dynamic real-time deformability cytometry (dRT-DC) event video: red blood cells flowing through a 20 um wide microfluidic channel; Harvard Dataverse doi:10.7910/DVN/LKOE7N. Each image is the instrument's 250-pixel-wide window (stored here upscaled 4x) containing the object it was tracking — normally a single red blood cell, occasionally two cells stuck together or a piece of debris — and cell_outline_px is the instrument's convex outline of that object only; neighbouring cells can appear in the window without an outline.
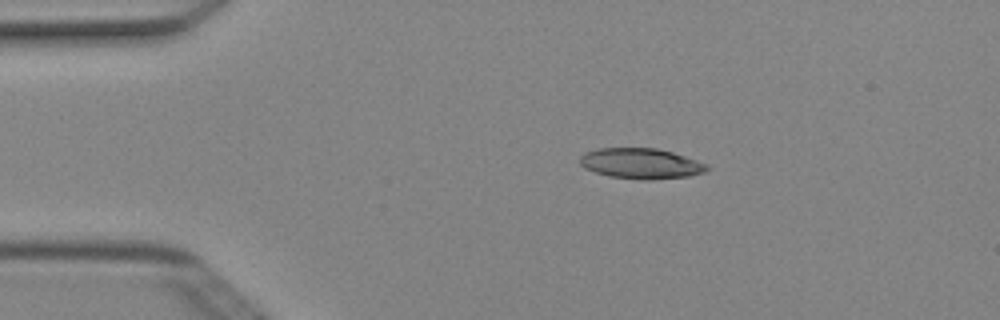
{"species": "Egyptian fruit bat (a non-hibernating species)", "species_latin": "Rousettus aegyptiacus", "temperature_condition": "cold", "stored_images_in_passage": 5, "camera_frame_rate_fps": 3000, "um_per_image_px": 0.085, "animal": {"sex": "female"}, "frame": {"image": 1, "passage_image": 2, "time_ms": 0.333, "image_size_px": [1000, 320], "cell_outline_px": [[708, 168], [704, 172], [688, 176], [648, 180], [644, 180], [608, 176], [584, 168], [580, 164], [580, 156], [584, 152], [600, 148], [656, 148], [672, 152], [708, 164]], "centroid_in_image_um": [54.45, 13.89], "position_along_channel_um": 30.5, "area_um2": 22.48}}
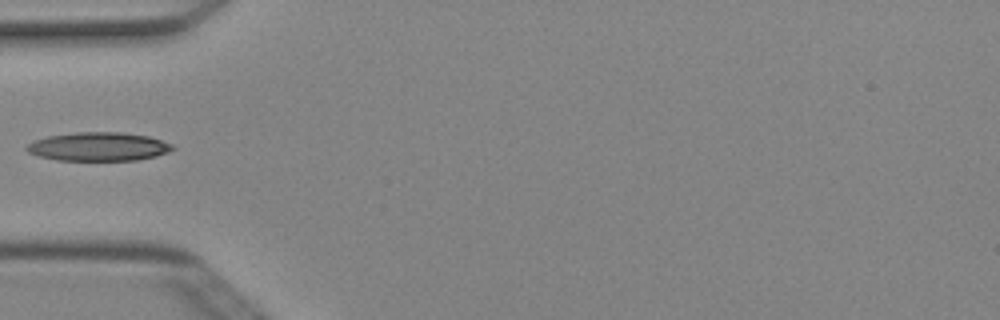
{"frame": {"image": 2, "passage_image": 4, "time_ms": 1.0, "image_size_px": [1000, 320], "cell_outline_px": [[176, 148], [168, 152], [156, 156], [136, 160], [56, 160], [36, 156], [28, 152], [24, 148], [32, 140], [48, 136], [76, 132], [124, 132], [148, 136], [172, 144]], "centroid_in_image_um": [8.34, 12.46], "position_along_channel_um": 76.7, "area_um2": 24.51}}
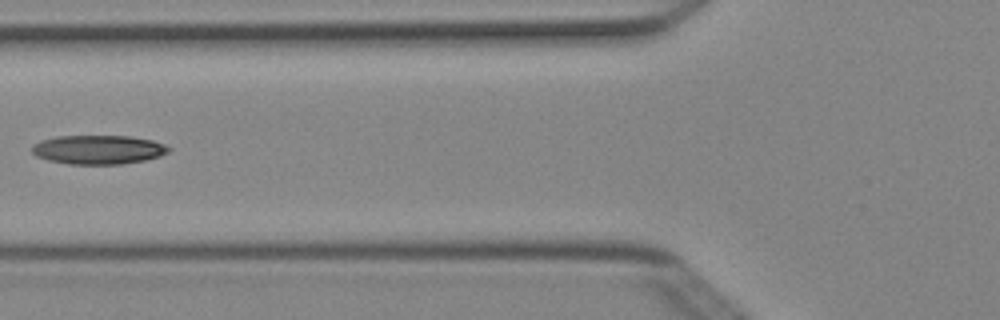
{"frame": {"image": 3, "passage_image": 5, "time_ms": 1.333, "image_size_px": [1000, 320], "cell_outline_px": [[172, 148], [168, 152], [160, 156], [144, 160], [120, 164], [68, 164], [48, 160], [36, 156], [32, 152], [32, 148], [36, 144], [44, 140], [56, 136], [132, 136], [152, 140], [164, 144]], "centroid_in_image_um": [8.39, 12.72], "position_along_channel_um": 117.4, "area_um2": 23.0}}